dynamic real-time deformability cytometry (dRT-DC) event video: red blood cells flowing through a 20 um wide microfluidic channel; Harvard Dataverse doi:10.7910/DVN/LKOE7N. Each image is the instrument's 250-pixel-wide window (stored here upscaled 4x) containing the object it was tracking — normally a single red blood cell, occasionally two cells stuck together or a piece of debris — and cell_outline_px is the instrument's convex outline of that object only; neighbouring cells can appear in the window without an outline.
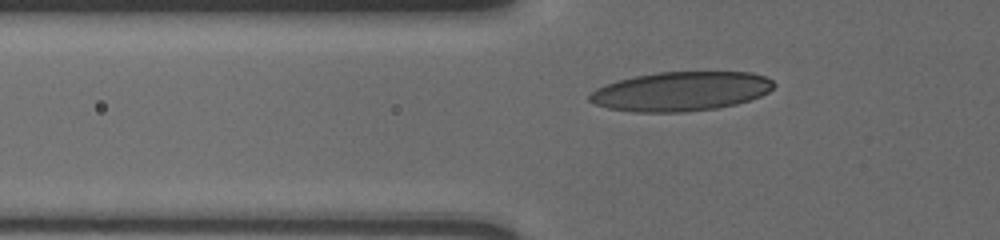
{"species": "human", "species_latin": "Homo sapiens", "temperature_condition": "cold", "stored_images_in_passage": 38, "camera_frame_rate_fps": 3000, "um_per_image_px": 0.085, "donor": {"sex": "male"}, "frame": {"image": 1, "passage_image": 7, "time_ms": 2.0, "image_size_px": [1000, 240], "cell_outline_px": [[776, 84], [768, 92], [760, 96], [736, 104], [716, 108], [684, 112], [632, 112], [608, 108], [596, 104], [588, 100], [588, 96], [596, 88], [604, 84], [632, 76], [656, 72], [752, 72], [764, 76], [772, 80]], "centroid_in_image_um": [57.85, 7.76], "position_along_channel_um": 68.0, "area_um2": 42.31}}
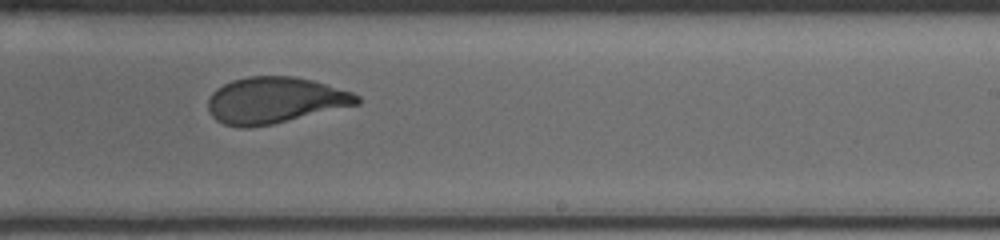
{"frame": {"image": 2, "passage_image": 24, "time_ms": 7.667, "image_size_px": [1000, 240], "cell_outline_px": [[360, 104], [272, 124], [248, 128], [244, 128], [224, 124], [216, 120], [212, 116], [208, 108], [208, 100], [212, 92], [216, 88], [232, 80], [248, 76], [292, 76], [312, 80], [352, 92], [360, 96]], "centroid_in_image_um": [23.35, 8.52], "position_along_channel_um": 265.6, "area_um2": 40.11}}
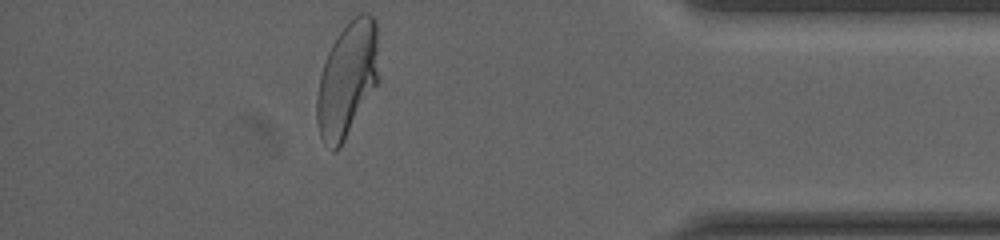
{"frame": {"image": 3, "passage_image": 38, "time_ms": 12.333, "image_size_px": [1000, 240], "cell_outline_px": [[380, 80], [340, 148], [336, 152], [332, 152], [324, 144], [320, 136], [316, 120], [316, 96], [320, 76], [328, 52], [332, 44], [340, 32], [360, 12], [368, 12], [376, 20]], "centroid_in_image_um": [29.53, 6.79], "position_along_channel_um": 405.7, "area_um2": 41.96}, "authors_computed_cell_mechanics": {"area_um2": 40.5178, "velocity_mm_per_s": 3.602, "shape_relaxation_time_tau1_ms": 6.6041, "shape_relaxation_time_tau2_ms": 0.7997, "deformation_change_tau1": 0.2085, "deformation_change_tau2": 0.0745}}